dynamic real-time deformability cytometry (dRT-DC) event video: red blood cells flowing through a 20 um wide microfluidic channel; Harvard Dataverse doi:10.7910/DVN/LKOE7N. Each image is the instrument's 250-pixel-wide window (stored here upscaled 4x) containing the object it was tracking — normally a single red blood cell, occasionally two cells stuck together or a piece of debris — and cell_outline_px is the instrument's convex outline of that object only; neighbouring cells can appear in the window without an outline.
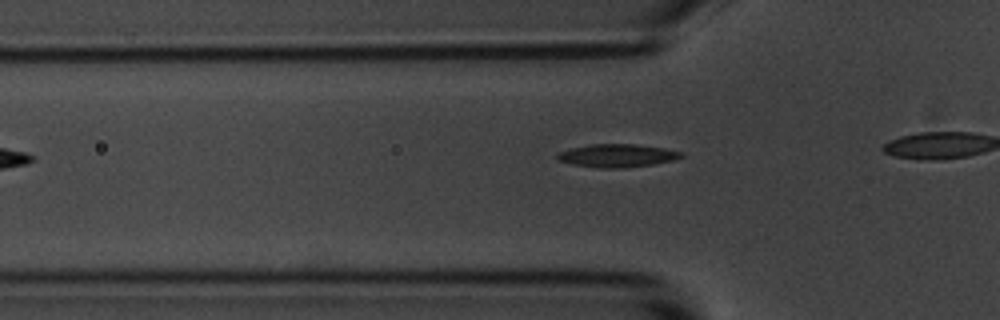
{"species": "common noctule bat (a hibernating species)", "species_latin": "Nyctalus noctula", "temperature_condition": "room temperature", "stored_images_in_passage": 10, "camera_frame_rate_fps": 3000, "um_per_image_px": 0.085, "animal": {"sex": "male", "body_mass_g": 20.1, "forearm_length_mm": 53.5}, "frame": {"image": 1, "passage_image": 5, "time_ms": 1.333, "image_size_px": [1000, 320], "cell_outline_px": [[684, 156], [672, 160], [652, 164], [624, 168], [600, 168], [572, 164], [556, 160], [556, 152], [572, 148], [592, 144], [636, 144], [664, 148], [680, 152]], "centroid_in_image_um": [52.4, 13.23], "position_along_channel_um": 73.4, "area_um2": 16.59}}
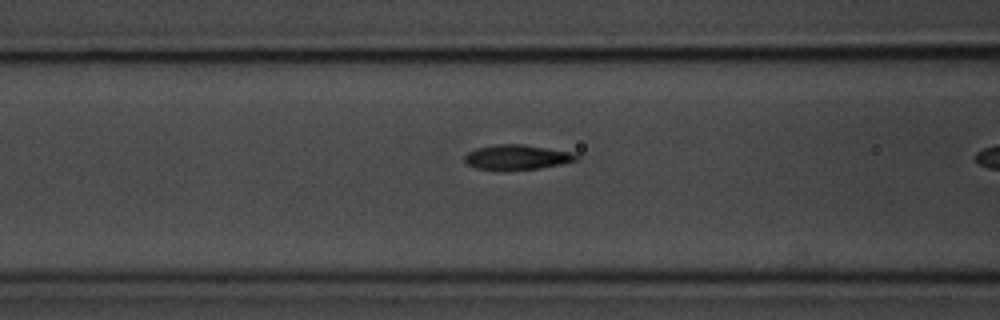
{"frame": {"image": 2, "passage_image": 9, "time_ms": 2.667, "image_size_px": [1000, 320], "cell_outline_px": [[580, 156], [576, 160], [560, 164], [536, 168], [476, 168], [468, 164], [464, 160], [464, 156], [468, 152], [476, 148], [496, 144], [524, 144], [572, 152]], "centroid_in_image_um": [43.95, 13.32], "position_along_channel_um": 122.6, "area_um2": 15.61}}